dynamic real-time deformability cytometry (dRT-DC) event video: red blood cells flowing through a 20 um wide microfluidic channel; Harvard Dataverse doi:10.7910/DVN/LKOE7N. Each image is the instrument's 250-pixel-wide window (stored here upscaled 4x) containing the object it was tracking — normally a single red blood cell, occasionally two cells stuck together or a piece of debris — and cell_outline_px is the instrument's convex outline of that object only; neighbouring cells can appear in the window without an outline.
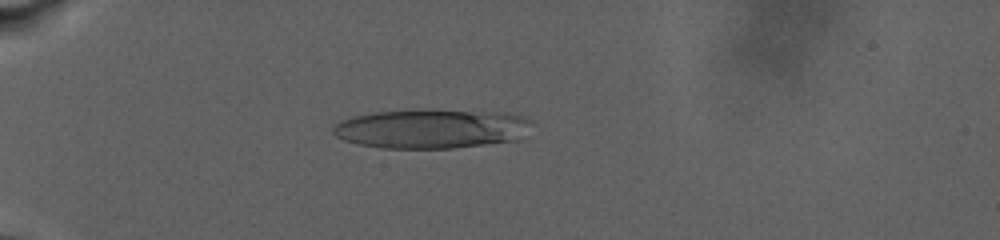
{"species": "human", "species_latin": "Homo sapiens", "temperature_condition": "warm", "stored_images_in_passage": 67, "camera_frame_rate_fps": 3000, "um_per_image_px": 0.085, "donor": {"sex": "male"}, "frame": {"image": 1, "passage_image": 35, "time_ms": 8.0, "image_size_px": [1000, 240], "cell_outline_px": [[532, 124], [516, 140], [452, 148], [380, 148], [356, 144], [344, 140], [336, 136], [332, 132], [332, 128], [340, 120], [352, 116], [372, 112], [504, 112], [524, 116], [532, 120]], "centroid_in_image_um": [36.62, 10.97], "position_along_channel_um": 48.4, "area_um2": 44.33}}
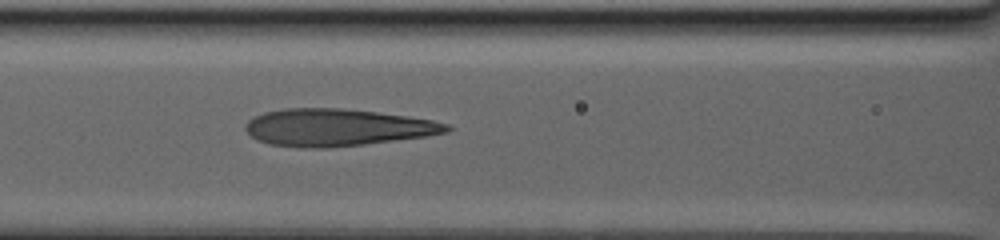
{"frame": {"image": 2, "passage_image": 55, "time_ms": 12.667, "image_size_px": [1000, 240], "cell_outline_px": [[452, 128], [448, 132], [428, 136], [364, 144], [328, 148], [300, 148], [268, 144], [256, 140], [244, 128], [244, 124], [248, 120], [264, 112], [284, 108], [340, 108], [376, 112], [408, 116], [432, 120], [448, 124]], "centroid_in_image_um": [28.63, 10.84], "position_along_channel_um": 138.0, "area_um2": 43.75}}
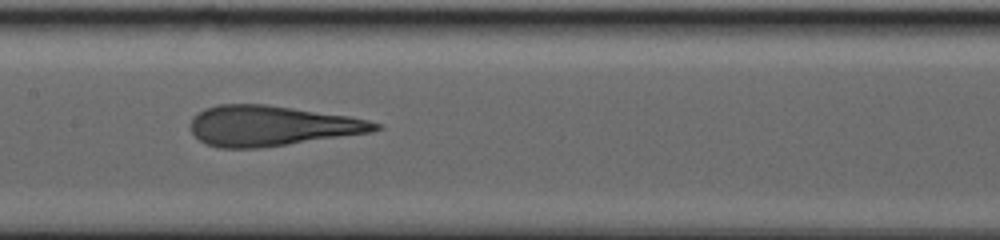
{"frame": {"image": 3, "passage_image": 66, "time_ms": 14.333, "image_size_px": [1000, 240], "cell_outline_px": [[384, 128], [368, 132], [260, 148], [220, 148], [204, 144], [192, 132], [192, 116], [204, 108], [220, 104], [264, 104], [348, 116], [368, 120], [380, 124]], "centroid_in_image_um": [23.02, 10.69], "position_along_channel_um": 184.4, "area_um2": 42.83}}